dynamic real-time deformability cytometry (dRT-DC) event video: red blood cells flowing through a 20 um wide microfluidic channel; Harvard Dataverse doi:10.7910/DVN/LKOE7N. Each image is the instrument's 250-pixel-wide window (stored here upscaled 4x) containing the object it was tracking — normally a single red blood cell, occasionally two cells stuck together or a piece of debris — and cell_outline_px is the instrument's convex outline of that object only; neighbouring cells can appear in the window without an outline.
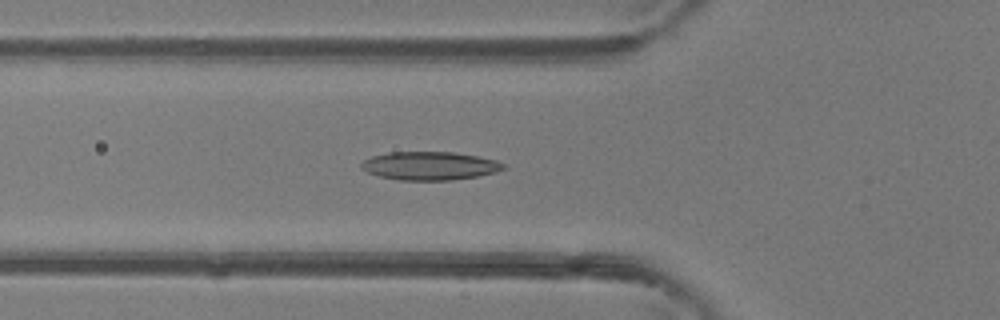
{"species": "common noctule bat (a hibernating species)", "species_latin": "Nyctalus noctula", "temperature_condition": "room temperature", "stored_images_in_passage": 46, "camera_frame_rate_fps": 3000, "um_per_image_px": 0.085, "animal": {"sex": "female"}, "frame": {"image": 1, "passage_image": 16, "time_ms": 5.0, "image_size_px": [1000, 320], "cell_outline_px": [[508, 168], [496, 172], [476, 176], [448, 180], [400, 180], [380, 176], [368, 172], [360, 168], [360, 164], [364, 160], [372, 156], [388, 152], [452, 152], [480, 156], [496, 160], [504, 164]], "centroid_in_image_um": [36.54, 14.09], "position_along_channel_um": 89.3, "area_um2": 23.47}}
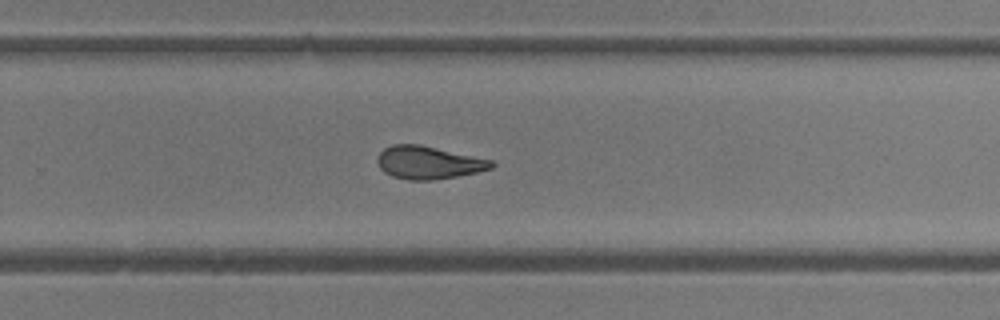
{"frame": {"image": 2, "passage_image": 30, "time_ms": 9.667, "image_size_px": [1000, 320], "cell_outline_px": [[496, 164], [492, 168], [476, 172], [456, 176], [432, 180], [408, 180], [392, 176], [384, 172], [380, 168], [376, 160], [380, 152], [384, 148], [392, 144], [420, 144], [492, 160]], "centroid_in_image_um": [36.39, 13.81], "position_along_channel_um": 293.4, "area_um2": 21.79}}
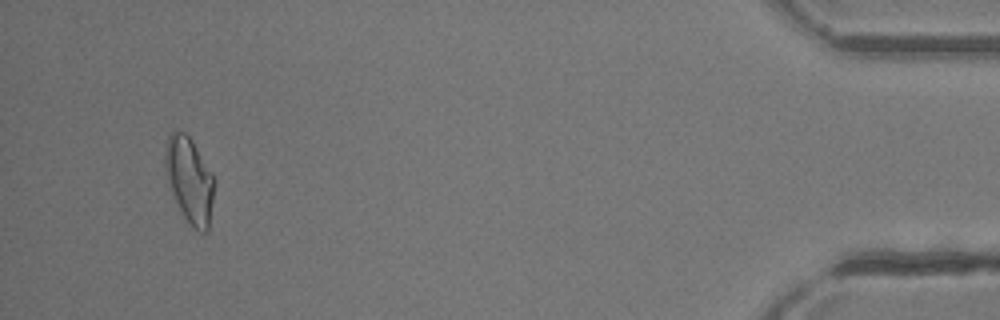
{"frame": {"image": 3, "passage_image": 44, "time_ms": 14.333, "image_size_px": [1000, 320], "cell_outline_px": [[212, 200], [208, 232], [200, 232], [192, 228], [176, 204], [164, 168], [164, 156], [168, 136], [172, 128], [184, 132], [192, 140], [212, 176]], "centroid_in_image_um": [16.05, 15.29], "position_along_channel_um": 419.1, "area_um2": 24.04}, "authors_computed_cell_mechanics": {"area_um2": 22.831, "velocity_mm_per_s": 4.3678, "shape_relaxation_time_tau1_ms": 7.7631, "shape_relaxation_time_tau2_ms": 2.9146, "deformation_change_tau1": 0.2105, "deformation_change_tau2": 0.1077}}